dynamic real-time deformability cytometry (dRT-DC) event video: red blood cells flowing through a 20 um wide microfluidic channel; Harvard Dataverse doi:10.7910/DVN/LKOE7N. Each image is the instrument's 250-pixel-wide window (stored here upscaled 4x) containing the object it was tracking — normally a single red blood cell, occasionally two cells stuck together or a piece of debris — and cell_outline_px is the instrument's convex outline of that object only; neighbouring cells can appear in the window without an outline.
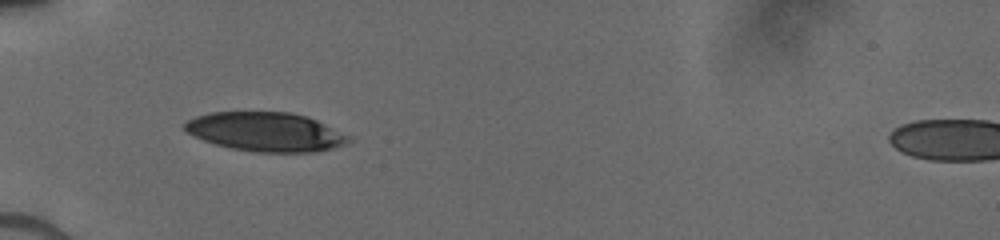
{"species": "human", "species_latin": "Homo sapiens", "temperature_condition": "cold", "stored_images_in_passage": 31, "camera_frame_rate_fps": 3000, "um_per_image_px": 0.085, "donor": {"sex": "male"}, "frame": {"image": 1, "passage_image": 1, "time_ms": 0.0, "image_size_px": [1000, 240], "cell_outline_px": [[352, 140], [344, 144], [332, 148], [316, 152], [256, 152], [232, 148], [216, 144], [204, 140], [188, 132], [184, 128], [184, 124], [188, 120], [196, 116], [212, 112], [288, 112], [304, 116], [316, 120], [352, 136]], "centroid_in_image_um": [22.62, 11.21], "position_along_channel_um": 62.4, "area_um2": 37.05}}
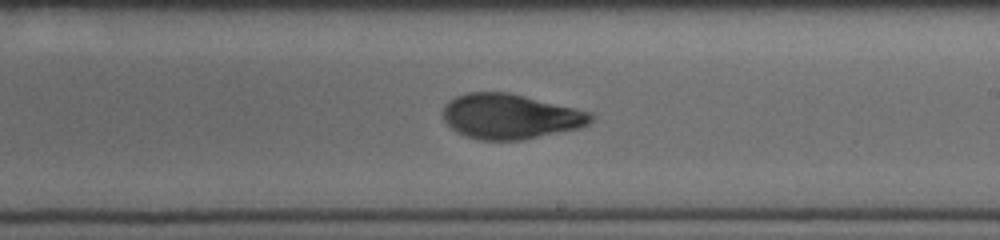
{"frame": {"image": 2, "passage_image": 15, "time_ms": 4.667, "image_size_px": [1000, 240], "cell_outline_px": [[596, 116], [588, 124], [580, 128], [524, 140], [480, 140], [464, 136], [456, 132], [444, 120], [444, 108], [448, 100], [456, 96], [468, 92], [508, 92], [592, 112]], "centroid_in_image_um": [43.39, 9.9], "position_along_channel_um": 245.6, "area_um2": 38.96}}
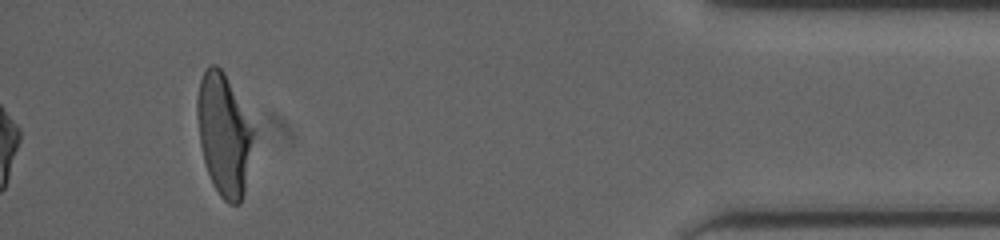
{"frame": {"image": 3, "passage_image": 31, "time_ms": 10.0, "image_size_px": [1000, 240], "cell_outline_px": [[252, 136], [244, 192], [240, 204], [228, 204], [220, 196], [212, 184], [204, 160], [200, 144], [196, 116], [196, 100], [200, 80], [208, 64], [216, 64], [224, 72], [252, 128]], "centroid_in_image_um": [18.97, 11.43], "position_along_channel_um": 416.2, "area_um2": 38.9}}